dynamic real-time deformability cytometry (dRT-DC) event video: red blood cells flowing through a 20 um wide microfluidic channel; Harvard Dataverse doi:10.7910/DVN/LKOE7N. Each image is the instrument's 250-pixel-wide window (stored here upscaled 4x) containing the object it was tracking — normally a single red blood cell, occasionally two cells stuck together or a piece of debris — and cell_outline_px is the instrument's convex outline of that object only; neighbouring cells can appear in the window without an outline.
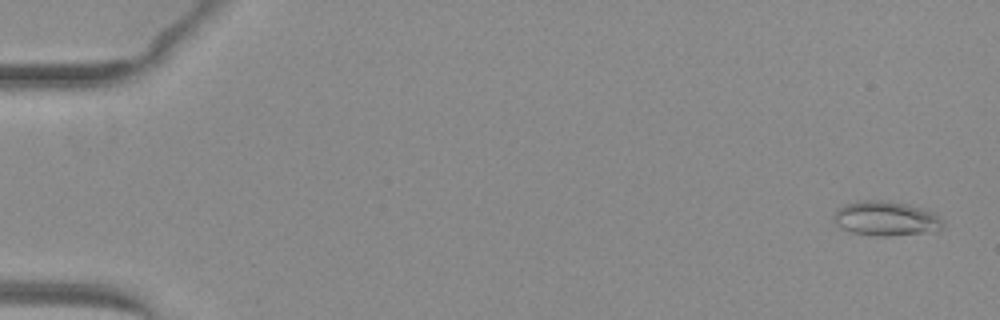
{"species": "common noctule bat (a hibernating species)", "species_latin": "Nyctalus noctula", "temperature_condition": "warm", "stored_images_in_passage": 52, "camera_frame_rate_fps": 3000, "um_per_image_px": 0.085, "animal": {"sex": "female", "body_mass_g": 29.2, "forearm_length_mm": 56.3}, "frame": {"image": 1, "passage_image": 2, "time_ms": 0.333, "image_size_px": [1000, 320], "cell_outline_px": [[944, 224], [936, 232], [888, 236], [880, 236], [852, 232], [836, 224], [832, 220], [832, 216], [836, 208], [856, 200], [884, 200], [908, 204], [932, 212], [940, 216], [944, 220]], "centroid_in_image_um": [75.31, 18.57], "position_along_channel_um": 9.7, "area_um2": 22.25}}
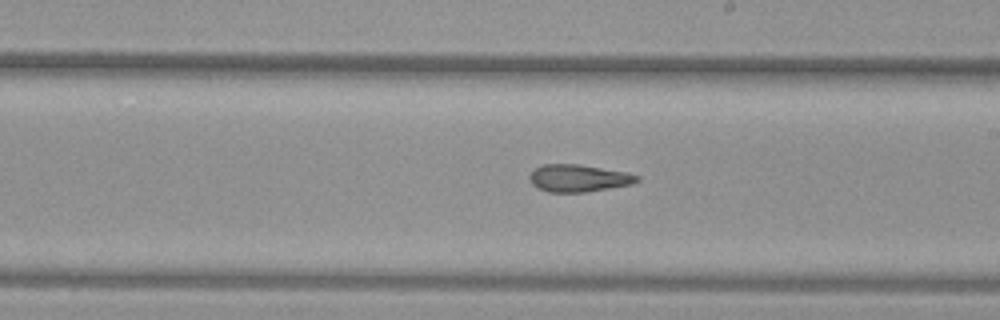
{"frame": {"image": 2, "passage_image": 31, "time_ms": 10.0, "image_size_px": [1000, 320], "cell_outline_px": [[640, 180], [632, 184], [584, 192], [548, 192], [536, 188], [532, 184], [528, 176], [540, 164], [580, 164], [628, 172], [640, 176]], "centroid_in_image_um": [49.17, 15.13], "position_along_channel_um": 239.8, "area_um2": 17.22}}
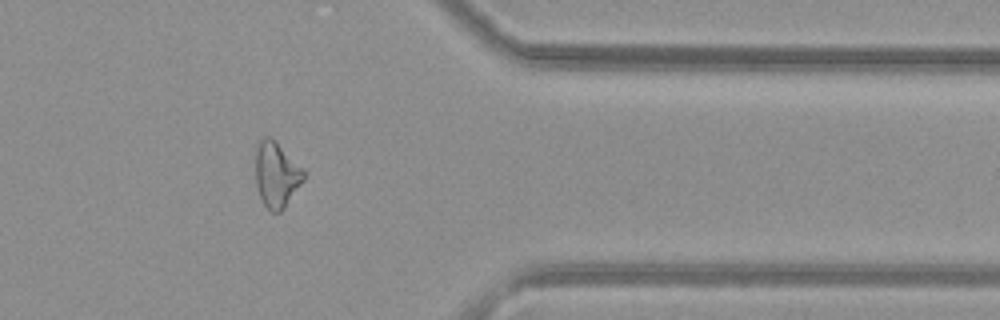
{"frame": {"image": 3, "passage_image": 43, "time_ms": 14.0, "image_size_px": [1000, 320], "cell_outline_px": [[304, 180], [284, 208], [280, 212], [272, 212], [264, 204], [260, 196], [256, 184], [256, 144], [264, 136], [272, 136], [304, 168]], "centroid_in_image_um": [23.51, 14.79], "position_along_channel_um": 387.9, "area_um2": 18.55}, "authors_computed_cell_mechanics": {"area_um2": 18.9295, "velocity_mm_per_s": 4.0555, "shape_relaxation_time_tau1_ms": null, "shape_relaxation_time_tau2_ms": 3.1822, "deformation_change_tau1": null, "deformation_change_tau2": 0.1176}}